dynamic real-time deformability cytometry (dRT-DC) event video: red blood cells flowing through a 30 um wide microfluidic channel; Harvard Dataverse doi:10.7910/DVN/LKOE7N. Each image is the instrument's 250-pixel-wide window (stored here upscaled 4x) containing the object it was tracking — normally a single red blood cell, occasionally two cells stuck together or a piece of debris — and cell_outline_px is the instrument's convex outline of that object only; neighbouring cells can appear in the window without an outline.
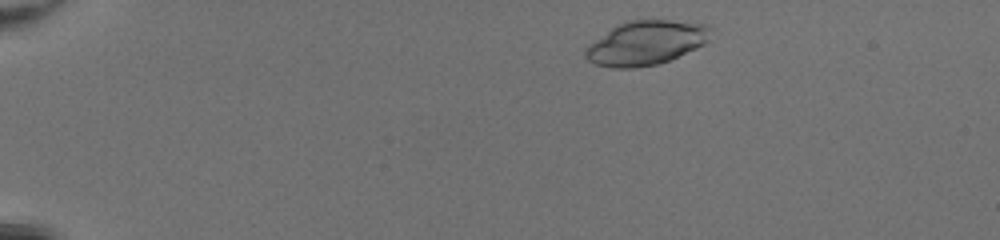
{"species": "common noctule bat (a hibernating species)", "species_latin": "Nyctalus noctula", "temperature_condition": "room temperature", "stored_images_in_passage": 43, "camera_frame_rate_fps": 3000, "um_per_image_px": 0.085, "animal": {"sex": "female", "body_mass_g": 20.0, "forearm_length_mm": 54.0}, "frame": {"image": 1, "passage_image": 3, "time_ms": 0.667, "image_size_px": [1000, 240], "cell_outline_px": [[712, 28], [708, 40], [704, 44], [696, 48], [668, 60], [656, 64], [636, 68], [612, 68], [596, 64], [588, 60], [584, 56], [584, 48], [588, 44], [616, 24], [628, 20], [668, 20], [712, 24]], "centroid_in_image_um": [54.89, 3.63], "position_along_channel_um": 30.1, "area_um2": 32.48}}
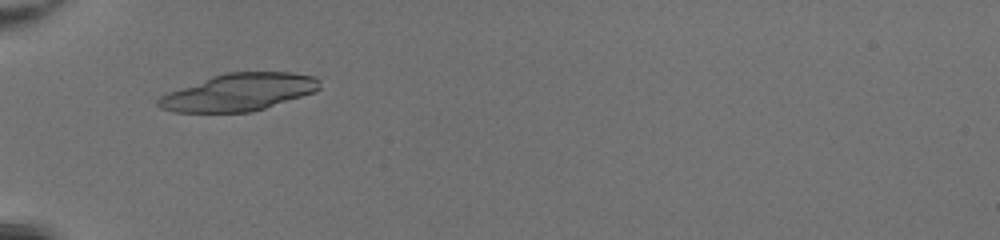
{"frame": {"image": 2, "passage_image": 12, "time_ms": 3.667, "image_size_px": [1000, 240], "cell_outline_px": [[320, 88], [316, 92], [252, 112], [172, 112], [160, 108], [156, 104], [156, 100], [160, 96], [168, 92], [212, 76], [228, 72], [292, 72], [312, 76], [320, 80]], "centroid_in_image_um": [20.3, 7.84], "position_along_channel_um": 64.7, "area_um2": 35.08}}
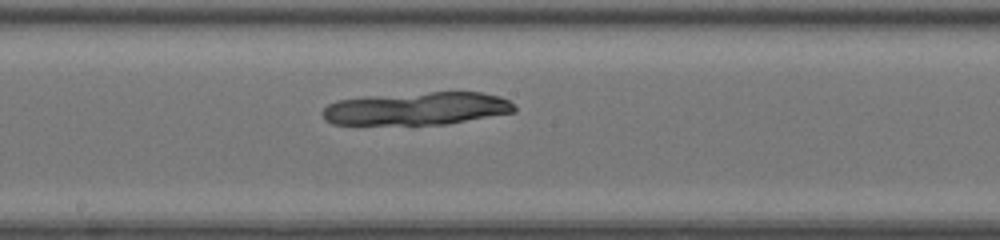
{"frame": {"image": 3, "passage_image": 23, "time_ms": 7.333, "image_size_px": [1000, 240], "cell_outline_px": [[516, 112], [448, 124], [332, 124], [324, 120], [320, 112], [328, 104], [336, 100], [364, 96], [432, 92], [480, 92], [500, 96], [508, 100], [516, 108]], "centroid_in_image_um": [35.41, 9.22], "position_along_channel_um": 212.8, "area_um2": 36.99}}